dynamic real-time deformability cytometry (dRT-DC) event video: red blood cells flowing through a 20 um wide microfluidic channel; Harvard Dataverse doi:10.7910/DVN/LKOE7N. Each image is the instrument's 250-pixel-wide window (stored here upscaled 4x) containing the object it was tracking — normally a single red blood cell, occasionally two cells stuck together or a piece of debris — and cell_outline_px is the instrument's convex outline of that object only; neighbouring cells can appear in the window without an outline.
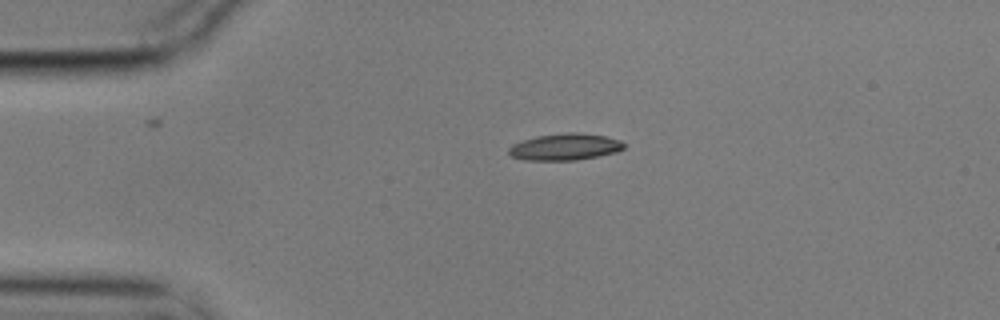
{"species": "common noctule bat (a hibernating species)", "species_latin": "Nyctalus noctula", "temperature_condition": "cold", "stored_images_in_passage": 2, "camera_frame_rate_fps": 3000, "um_per_image_px": 0.085, "animal": {"sex": "male", "body_mass_g": 17.9}, "frame": {"image": 1, "passage_image": 1, "time_ms": 0.0, "image_size_px": [1000, 320], "cell_outline_px": [[624, 148], [616, 152], [576, 160], [524, 160], [512, 156], [508, 152], [508, 148], [512, 144], [536, 136], [568, 132], [580, 132], [604, 136], [620, 140], [624, 144]], "centroid_in_image_um": [48.01, 12.48], "position_along_channel_um": 37.0, "area_um2": 17.8}}
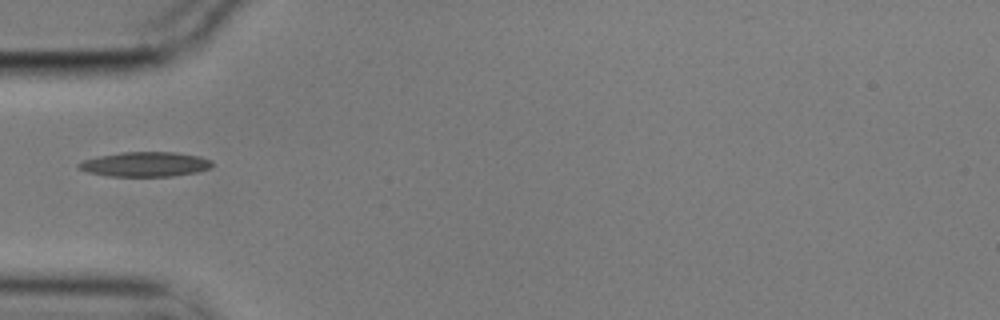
{"frame": {"image": 2, "passage_image": 2, "time_ms": 0.333, "image_size_px": [1000, 320], "cell_outline_px": [[212, 168], [196, 172], [172, 176], [108, 176], [88, 172], [76, 168], [76, 164], [84, 160], [96, 156], [120, 152], [176, 152], [200, 156], [212, 160]], "centroid_in_image_um": [12.33, 13.95], "position_along_channel_um": 72.7, "area_um2": 19.42}}